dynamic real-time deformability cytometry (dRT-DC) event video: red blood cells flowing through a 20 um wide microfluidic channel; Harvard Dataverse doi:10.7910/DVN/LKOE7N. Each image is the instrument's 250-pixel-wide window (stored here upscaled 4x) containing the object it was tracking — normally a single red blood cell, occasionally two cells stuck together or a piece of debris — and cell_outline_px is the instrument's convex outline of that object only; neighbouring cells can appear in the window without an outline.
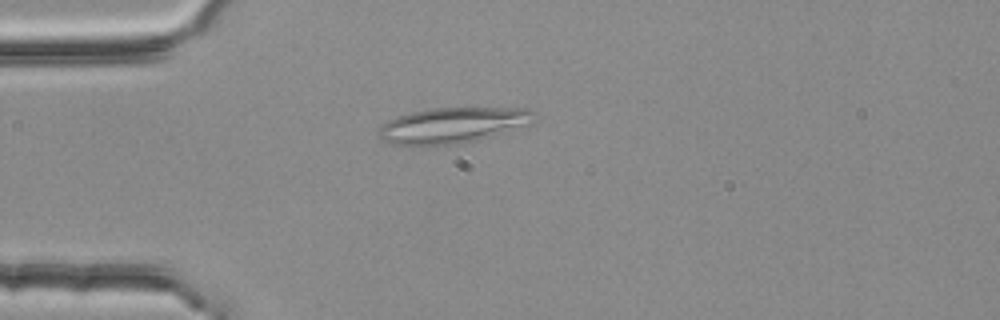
{"species": "common noctule bat (a hibernating species)", "species_latin": "Nyctalus noctula", "temperature_condition": "room temperature", "stored_images_in_passage": 52, "segment_of_instrument_passage": [1, 2], "camera_frame_rate_fps": 3000, "um_per_image_px": 0.085, "animal": {"sex": "female", "body_mass_g": 25.1}, "frame": {"image": 1, "passage_image": 12, "time_ms": 3.667, "image_size_px": [1000, 320], "cell_outline_px": [[536, 112], [532, 124], [492, 136], [460, 144], [420, 148], [412, 148], [392, 144], [384, 140], [380, 136], [380, 128], [388, 120], [396, 116], [428, 108], [528, 108]], "centroid_in_image_um": [38.47, 10.68], "position_along_channel_um": 46.5, "area_um2": 33.12}}